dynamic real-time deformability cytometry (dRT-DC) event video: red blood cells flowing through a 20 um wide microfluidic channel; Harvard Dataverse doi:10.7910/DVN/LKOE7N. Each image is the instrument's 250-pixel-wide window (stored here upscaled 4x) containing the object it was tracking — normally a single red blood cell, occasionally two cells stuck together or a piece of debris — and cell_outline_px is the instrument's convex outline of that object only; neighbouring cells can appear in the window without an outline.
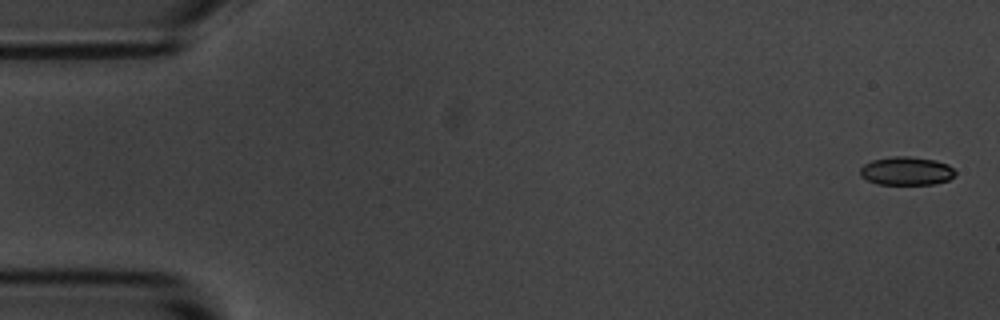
{"species": "common noctule bat (a hibernating species)", "species_latin": "Nyctalus noctula", "temperature_condition": "room temperature", "stored_images_in_passage": 6, "camera_frame_rate_fps": 3000, "um_per_image_px": 0.085, "animal": {"sex": "male", "body_mass_g": 20.1, "forearm_length_mm": 53.5}, "frame": {"image": 1, "passage_image": 1, "time_ms": 0.0, "image_size_px": [1000, 320], "cell_outline_px": [[956, 176], [948, 180], [936, 184], [876, 184], [860, 176], [860, 168], [864, 164], [872, 160], [892, 156], [908, 156], [936, 160], [948, 164], [956, 172]], "centroid_in_image_um": [77.06, 14.53], "position_along_channel_um": 7.9, "area_um2": 15.9}}